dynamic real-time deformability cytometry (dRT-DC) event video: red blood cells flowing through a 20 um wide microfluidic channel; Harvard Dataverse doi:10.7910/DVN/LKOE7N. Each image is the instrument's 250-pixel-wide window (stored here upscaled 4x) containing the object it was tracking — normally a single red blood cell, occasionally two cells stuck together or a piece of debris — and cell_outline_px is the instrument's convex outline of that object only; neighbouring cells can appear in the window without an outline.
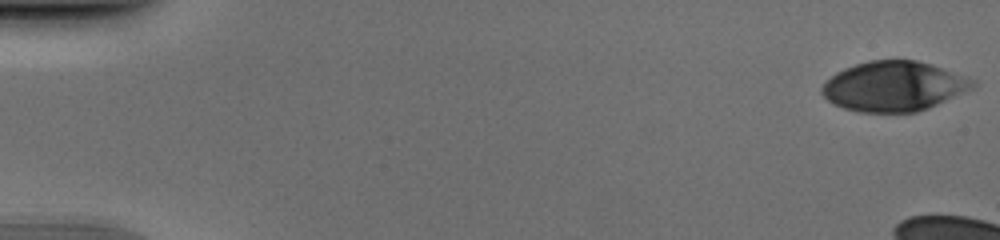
{"species": "human", "species_latin": "Homo sapiens", "temperature_condition": "cold", "stored_images_in_passage": 12, "camera_frame_rate_fps": 3000, "um_per_image_px": 0.085, "donor": {"sex": "male"}, "frame": {"image": 1, "passage_image": 1, "time_ms": 0.0, "image_size_px": [1000, 240], "cell_outline_px": [[976, 84], [972, 88], [928, 108], [916, 112], [860, 112], [844, 108], [832, 104], [820, 92], [820, 88], [836, 72], [844, 68], [868, 60], [916, 60], [976, 80]], "centroid_in_image_um": [75.92, 7.34], "position_along_channel_um": 9.1, "area_um2": 43.35}}